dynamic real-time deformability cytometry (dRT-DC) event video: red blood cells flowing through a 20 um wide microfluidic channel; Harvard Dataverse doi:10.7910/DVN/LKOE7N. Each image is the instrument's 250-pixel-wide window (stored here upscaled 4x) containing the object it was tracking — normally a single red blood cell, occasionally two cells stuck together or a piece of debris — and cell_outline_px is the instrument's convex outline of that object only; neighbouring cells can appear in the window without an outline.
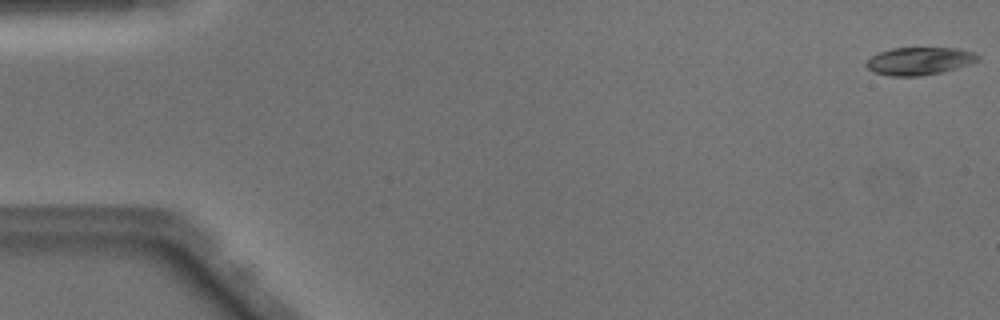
{"species": "Egyptian fruit bat (a non-hibernating species)", "species_latin": "Rousettus aegyptiacus", "temperature_condition": "warm", "stored_images_in_passage": 9, "camera_frame_rate_fps": 3000, "um_per_image_px": 0.085, "animal": {"sex": "male"}, "frame": {"image": 1, "passage_image": 1, "time_ms": 0.0, "image_size_px": [1000, 320], "cell_outline_px": [[980, 56], [976, 60], [968, 64], [956, 68], [940, 72], [920, 76], [888, 76], [872, 72], [864, 64], [872, 56], [880, 52], [892, 48], [956, 48], [976, 52]], "centroid_in_image_um": [78.11, 5.19], "position_along_channel_um": 6.9, "area_um2": 17.92}}